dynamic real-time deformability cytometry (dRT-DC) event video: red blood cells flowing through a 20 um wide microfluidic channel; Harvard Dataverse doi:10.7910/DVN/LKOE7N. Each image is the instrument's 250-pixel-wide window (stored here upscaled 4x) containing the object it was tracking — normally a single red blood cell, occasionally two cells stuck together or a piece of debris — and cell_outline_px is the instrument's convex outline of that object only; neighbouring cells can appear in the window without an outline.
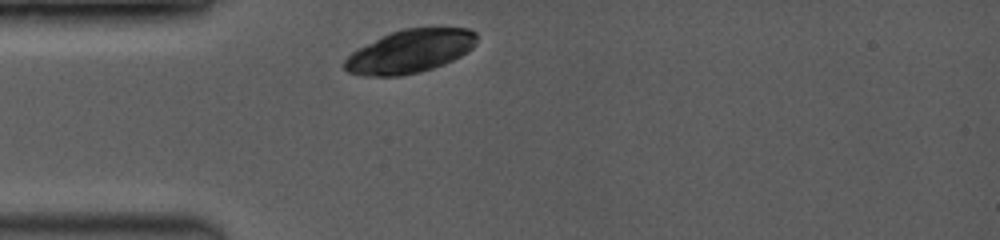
{"species": "common noctule bat (a hibernating species)", "species_latin": "Nyctalus noctula", "temperature_condition": "room temperature", "stored_images_in_passage": 3, "camera_frame_rate_fps": 3500, "um_per_image_px": 0.085, "animal": {"sex": "female", "body_mass_g": 19.0, "forearm_length_mm": 53.3}, "frame": {"image": 1, "passage_image": 1, "time_ms": 0.0, "image_size_px": [1000, 240], "cell_outline_px": [[476, 44], [472, 48], [460, 56], [444, 64], [420, 72], [400, 76], [364, 76], [348, 72], [344, 68], [344, 60], [352, 52], [392, 32], [404, 28], [468, 28], [476, 32]], "centroid_in_image_um": [34.87, 4.37], "position_along_channel_um": 50.1, "area_um2": 32.95}}